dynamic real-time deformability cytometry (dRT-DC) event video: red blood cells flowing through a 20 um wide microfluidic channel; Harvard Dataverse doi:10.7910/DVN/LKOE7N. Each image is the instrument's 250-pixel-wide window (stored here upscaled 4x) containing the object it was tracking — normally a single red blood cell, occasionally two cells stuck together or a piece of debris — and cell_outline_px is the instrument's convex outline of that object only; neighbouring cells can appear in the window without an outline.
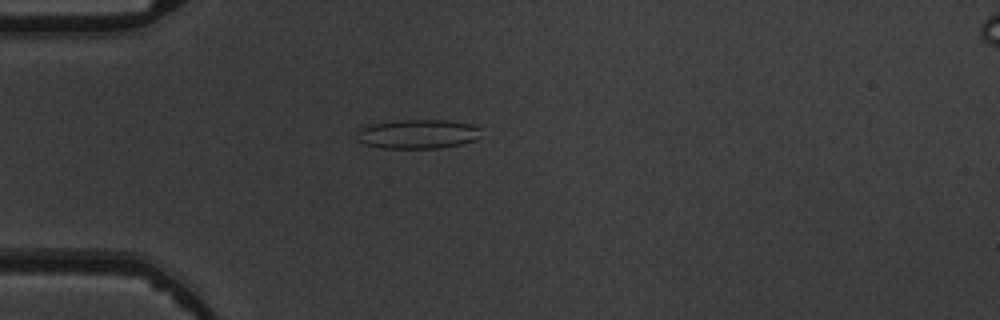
{"species": "common noctule bat (a hibernating species)", "species_latin": "Nyctalus noctula", "temperature_condition": "warm", "stored_images_in_passage": 2, "camera_frame_rate_fps": 3000, "um_per_image_px": 0.085, "animal": {"sex": "male", "body_mass_g": 19.5, "forearm_length_mm": 54.6}, "frame": {"image": 1, "passage_image": 2, "time_ms": 1.0, "image_size_px": [1000, 320], "cell_outline_px": [[480, 136], [476, 140], [460, 144], [440, 148], [380, 148], [364, 144], [360, 140], [360, 128], [376, 124], [396, 120], [448, 120], [472, 124], [480, 128]], "centroid_in_image_um": [35.59, 11.39], "position_along_channel_um": 49.4, "area_um2": 20.92}}